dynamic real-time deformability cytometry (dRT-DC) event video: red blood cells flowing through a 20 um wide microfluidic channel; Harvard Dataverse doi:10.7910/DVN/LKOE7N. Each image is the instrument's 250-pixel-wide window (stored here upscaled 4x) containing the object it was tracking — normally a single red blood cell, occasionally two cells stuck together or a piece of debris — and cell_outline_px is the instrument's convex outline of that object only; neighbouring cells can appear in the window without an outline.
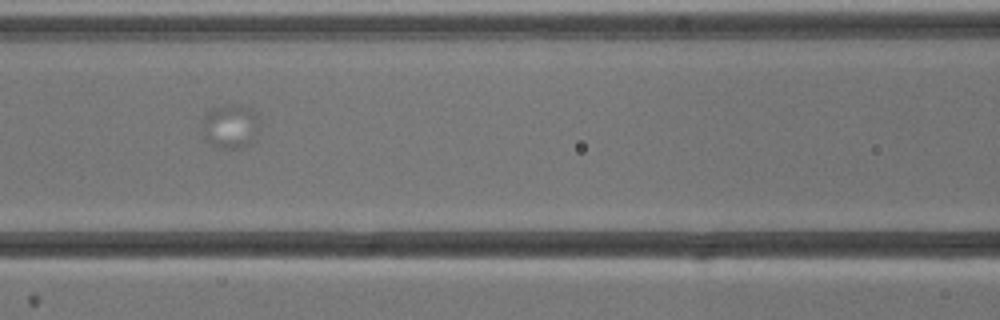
{"species": "common noctule bat (a hibernating species)", "species_latin": "Nyctalus noctula", "temperature_condition": "cold", "stored_images_in_passage": 5, "camera_frame_rate_fps": 3000, "um_per_image_px": 0.085, "animal": {"sex": "male", "body_mass_g": 13.3}, "frame": {"image": 1, "passage_image": 4, "time_ms": 3.667, "image_size_px": [1000, 320], "cell_outline_px": [[260, 124], [256, 140], [252, 144], [236, 148], [224, 148], [212, 144], [204, 140], [204, 112], [212, 108], [224, 104], [240, 104], [256, 112]], "centroid_in_image_um": [19.63, 10.71], "position_along_channel_um": 147.0, "area_um2": 15.03}}